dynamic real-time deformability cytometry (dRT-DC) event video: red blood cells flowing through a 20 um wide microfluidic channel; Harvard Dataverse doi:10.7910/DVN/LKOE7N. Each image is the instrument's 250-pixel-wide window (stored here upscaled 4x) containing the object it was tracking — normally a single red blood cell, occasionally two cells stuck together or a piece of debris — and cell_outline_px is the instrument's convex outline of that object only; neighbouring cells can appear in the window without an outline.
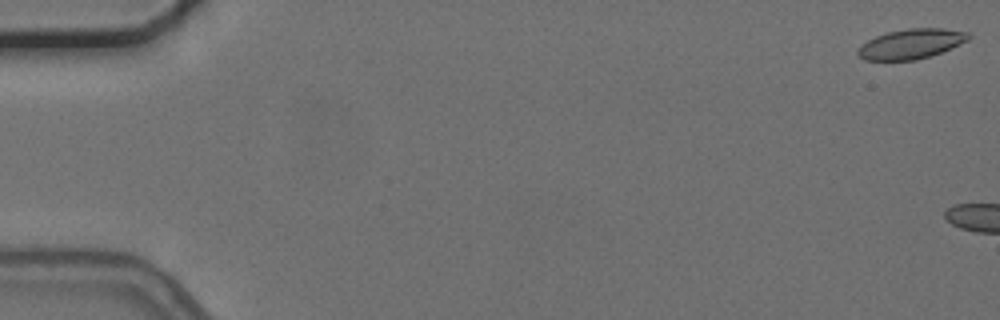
{"species": "common noctule bat (a hibernating species)", "species_latin": "Nyctalus noctula", "temperature_condition": "cold", "stored_images_in_passage": 5, "camera_frame_rate_fps": 3000, "um_per_image_px": 0.085, "animal": {"sex": "female", "body_mass_g": 24.6, "forearm_length_mm": 56.2}, "frame": {"image": 1, "passage_image": 1, "time_ms": 0.0, "image_size_px": [1000, 320], "cell_outline_px": [[972, 36], [968, 40], [940, 52], [916, 60], [864, 60], [856, 52], [860, 44], [876, 36], [888, 32], [908, 28], [944, 28], [968, 32]], "centroid_in_image_um": [77.42, 3.72], "position_along_channel_um": 7.6, "area_um2": 19.13}}